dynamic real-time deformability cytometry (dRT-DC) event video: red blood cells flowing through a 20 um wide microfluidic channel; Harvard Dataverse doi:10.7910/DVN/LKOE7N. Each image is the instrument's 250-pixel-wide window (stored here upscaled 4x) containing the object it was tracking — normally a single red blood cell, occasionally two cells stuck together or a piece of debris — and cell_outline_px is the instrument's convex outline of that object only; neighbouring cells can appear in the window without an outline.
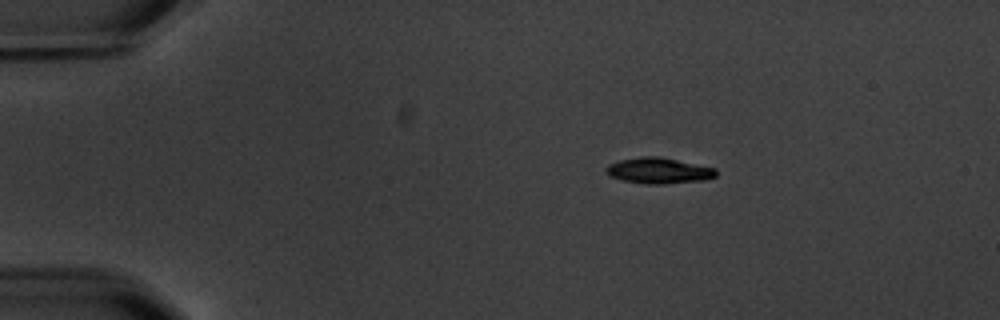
{"species": "common noctule bat (a hibernating species)", "species_latin": "Nyctalus noctula", "temperature_condition": "warm", "stored_images_in_passage": 3, "camera_frame_rate_fps": 3000, "um_per_image_px": 0.085, "animal": {"sex": "male", "body_mass_g": 20.1, "forearm_length_mm": 53.5}, "frame": {"image": 1, "passage_image": 1, "time_ms": 0.0, "image_size_px": [1000, 320], "cell_outline_px": [[716, 176], [708, 180], [664, 184], [648, 184], [624, 180], [608, 176], [604, 172], [604, 168], [608, 164], [620, 160], [640, 156], [656, 156], [716, 168]], "centroid_in_image_um": [55.96, 14.51], "position_along_channel_um": 29.0, "area_um2": 16.65}}